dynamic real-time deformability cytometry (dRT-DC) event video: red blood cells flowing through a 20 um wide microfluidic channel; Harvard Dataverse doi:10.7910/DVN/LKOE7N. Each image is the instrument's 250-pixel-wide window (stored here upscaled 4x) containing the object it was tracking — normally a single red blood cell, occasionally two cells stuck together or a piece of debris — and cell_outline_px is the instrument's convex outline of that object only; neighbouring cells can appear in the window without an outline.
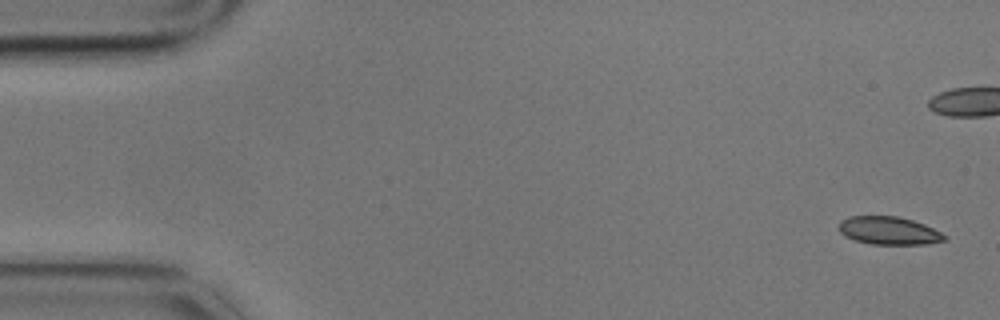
{"species": "common noctule bat (a hibernating species)", "species_latin": "Nyctalus noctula", "temperature_condition": "cold", "stored_images_in_passage": 6, "camera_frame_rate_fps": 3000, "um_per_image_px": 0.085, "animal": {"sex": "male", "body_mass_g": 17.9}, "frame": {"image": 1, "passage_image": 1, "time_ms": 0.0, "image_size_px": [1000, 320], "cell_outline_px": [[948, 240], [928, 244], [872, 244], [856, 240], [844, 236], [836, 228], [840, 220], [848, 216], [900, 216], [924, 224], [948, 236]], "centroid_in_image_um": [75.54, 19.6], "position_along_channel_um": 9.5, "area_um2": 17.46}}